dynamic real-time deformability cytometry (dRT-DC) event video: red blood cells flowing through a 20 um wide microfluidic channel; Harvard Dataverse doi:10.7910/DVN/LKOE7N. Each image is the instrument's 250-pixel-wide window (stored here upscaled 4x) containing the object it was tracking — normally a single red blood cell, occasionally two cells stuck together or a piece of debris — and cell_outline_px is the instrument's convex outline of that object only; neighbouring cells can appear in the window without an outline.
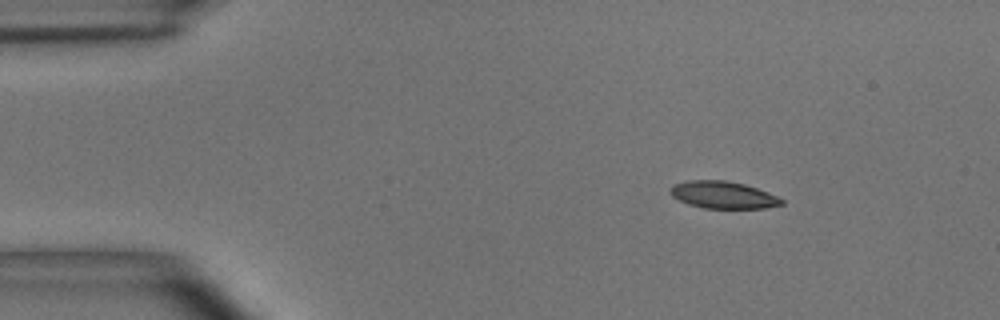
{"species": "common noctule bat (a hibernating species)", "species_latin": "Nyctalus noctula", "temperature_condition": "room temperature", "stored_images_in_passage": 5, "camera_frame_rate_fps": 3000, "um_per_image_px": 0.085, "animal": {"sex": "male", "body_mass_g": 15.6}, "frame": {"image": 1, "passage_image": 1, "time_ms": 0.0, "image_size_px": [1000, 320], "cell_outline_px": [[784, 204], [764, 208], [704, 208], [688, 204], [672, 196], [668, 192], [672, 184], [688, 180], [724, 180], [744, 184], [756, 188], [776, 196], [784, 200]], "centroid_in_image_um": [61.42, 16.56], "position_along_channel_um": 23.6, "area_um2": 17.57}}
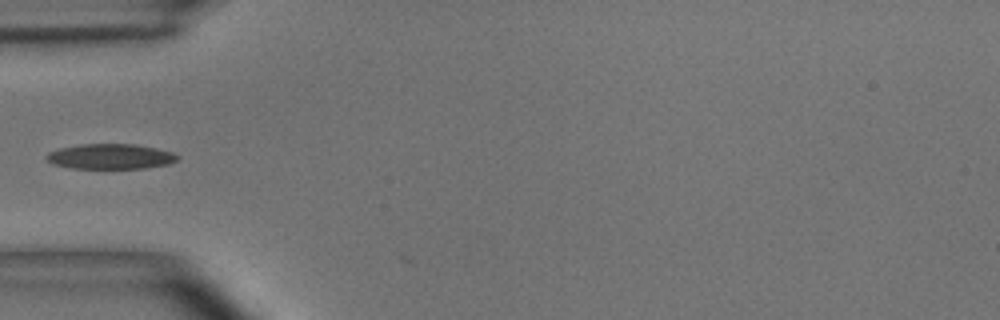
{"frame": {"image": 2, "passage_image": 4, "time_ms": 1.0, "image_size_px": [1000, 320], "cell_outline_px": [[180, 156], [176, 160], [168, 164], [144, 168], [72, 168], [52, 164], [44, 156], [48, 152], [60, 148], [80, 144], [136, 144], [156, 148], [172, 152]], "centroid_in_image_um": [9.37, 13.29], "position_along_channel_um": 75.6, "area_um2": 19.19}}
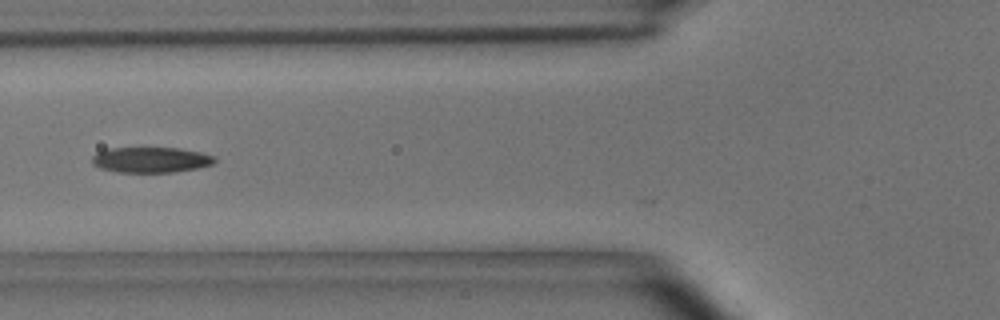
{"frame": {"image": 3, "passage_image": 5, "time_ms": 1.333, "image_size_px": [1000, 320], "cell_outline_px": [[216, 160], [212, 164], [196, 168], [172, 172], [116, 172], [100, 168], [92, 164], [92, 156], [108, 148], [180, 148], [200, 152], [216, 156]], "centroid_in_image_um": [12.83, 13.58], "position_along_channel_um": 113.0, "area_um2": 18.15}}